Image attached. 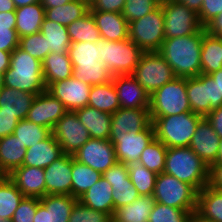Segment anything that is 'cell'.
Wrapping results in <instances>:
<instances>
[{
	"label": "cell",
	"instance_id": "6",
	"mask_svg": "<svg viewBox=\"0 0 222 222\" xmlns=\"http://www.w3.org/2000/svg\"><path fill=\"white\" fill-rule=\"evenodd\" d=\"M149 110L151 117H162L183 112H191L186 78L175 77L150 95Z\"/></svg>",
	"mask_w": 222,
	"mask_h": 222
},
{
	"label": "cell",
	"instance_id": "11",
	"mask_svg": "<svg viewBox=\"0 0 222 222\" xmlns=\"http://www.w3.org/2000/svg\"><path fill=\"white\" fill-rule=\"evenodd\" d=\"M186 91L191 111L203 117L222 105V99H218L217 84L210 75L186 78Z\"/></svg>",
	"mask_w": 222,
	"mask_h": 222
},
{
	"label": "cell",
	"instance_id": "58",
	"mask_svg": "<svg viewBox=\"0 0 222 222\" xmlns=\"http://www.w3.org/2000/svg\"><path fill=\"white\" fill-rule=\"evenodd\" d=\"M11 62V52L0 50V73H4L9 67Z\"/></svg>",
	"mask_w": 222,
	"mask_h": 222
},
{
	"label": "cell",
	"instance_id": "48",
	"mask_svg": "<svg viewBox=\"0 0 222 222\" xmlns=\"http://www.w3.org/2000/svg\"><path fill=\"white\" fill-rule=\"evenodd\" d=\"M160 3L159 0H126L122 16L130 23L155 10Z\"/></svg>",
	"mask_w": 222,
	"mask_h": 222
},
{
	"label": "cell",
	"instance_id": "30",
	"mask_svg": "<svg viewBox=\"0 0 222 222\" xmlns=\"http://www.w3.org/2000/svg\"><path fill=\"white\" fill-rule=\"evenodd\" d=\"M155 203L153 195L139 196L131 204L116 209L112 222H148Z\"/></svg>",
	"mask_w": 222,
	"mask_h": 222
},
{
	"label": "cell",
	"instance_id": "38",
	"mask_svg": "<svg viewBox=\"0 0 222 222\" xmlns=\"http://www.w3.org/2000/svg\"><path fill=\"white\" fill-rule=\"evenodd\" d=\"M72 197H81L99 179L102 173L74 159L72 155Z\"/></svg>",
	"mask_w": 222,
	"mask_h": 222
},
{
	"label": "cell",
	"instance_id": "65",
	"mask_svg": "<svg viewBox=\"0 0 222 222\" xmlns=\"http://www.w3.org/2000/svg\"><path fill=\"white\" fill-rule=\"evenodd\" d=\"M216 162H221L222 163V138L220 139L217 161Z\"/></svg>",
	"mask_w": 222,
	"mask_h": 222
},
{
	"label": "cell",
	"instance_id": "20",
	"mask_svg": "<svg viewBox=\"0 0 222 222\" xmlns=\"http://www.w3.org/2000/svg\"><path fill=\"white\" fill-rule=\"evenodd\" d=\"M112 81L121 108H149V93L132 75H116Z\"/></svg>",
	"mask_w": 222,
	"mask_h": 222
},
{
	"label": "cell",
	"instance_id": "54",
	"mask_svg": "<svg viewBox=\"0 0 222 222\" xmlns=\"http://www.w3.org/2000/svg\"><path fill=\"white\" fill-rule=\"evenodd\" d=\"M19 120L13 115L0 110V138L13 134Z\"/></svg>",
	"mask_w": 222,
	"mask_h": 222
},
{
	"label": "cell",
	"instance_id": "25",
	"mask_svg": "<svg viewBox=\"0 0 222 222\" xmlns=\"http://www.w3.org/2000/svg\"><path fill=\"white\" fill-rule=\"evenodd\" d=\"M63 155L60 144L51 134L48 138L26 149L22 166L48 167Z\"/></svg>",
	"mask_w": 222,
	"mask_h": 222
},
{
	"label": "cell",
	"instance_id": "34",
	"mask_svg": "<svg viewBox=\"0 0 222 222\" xmlns=\"http://www.w3.org/2000/svg\"><path fill=\"white\" fill-rule=\"evenodd\" d=\"M196 213L209 221L222 222V194L205 186L198 192Z\"/></svg>",
	"mask_w": 222,
	"mask_h": 222
},
{
	"label": "cell",
	"instance_id": "45",
	"mask_svg": "<svg viewBox=\"0 0 222 222\" xmlns=\"http://www.w3.org/2000/svg\"><path fill=\"white\" fill-rule=\"evenodd\" d=\"M18 46L15 11L0 13V50L12 52Z\"/></svg>",
	"mask_w": 222,
	"mask_h": 222
},
{
	"label": "cell",
	"instance_id": "61",
	"mask_svg": "<svg viewBox=\"0 0 222 222\" xmlns=\"http://www.w3.org/2000/svg\"><path fill=\"white\" fill-rule=\"evenodd\" d=\"M73 0H40L41 5L45 9L54 8L58 6H63L68 2H71Z\"/></svg>",
	"mask_w": 222,
	"mask_h": 222
},
{
	"label": "cell",
	"instance_id": "19",
	"mask_svg": "<svg viewBox=\"0 0 222 222\" xmlns=\"http://www.w3.org/2000/svg\"><path fill=\"white\" fill-rule=\"evenodd\" d=\"M78 199L71 195H45L40 204L34 222H69V217Z\"/></svg>",
	"mask_w": 222,
	"mask_h": 222
},
{
	"label": "cell",
	"instance_id": "40",
	"mask_svg": "<svg viewBox=\"0 0 222 222\" xmlns=\"http://www.w3.org/2000/svg\"><path fill=\"white\" fill-rule=\"evenodd\" d=\"M67 30L71 43L96 42L100 38L99 29L90 11L82 18L68 25Z\"/></svg>",
	"mask_w": 222,
	"mask_h": 222
},
{
	"label": "cell",
	"instance_id": "44",
	"mask_svg": "<svg viewBox=\"0 0 222 222\" xmlns=\"http://www.w3.org/2000/svg\"><path fill=\"white\" fill-rule=\"evenodd\" d=\"M132 185L140 196L153 195L157 174L139 163L127 166Z\"/></svg>",
	"mask_w": 222,
	"mask_h": 222
},
{
	"label": "cell",
	"instance_id": "9",
	"mask_svg": "<svg viewBox=\"0 0 222 222\" xmlns=\"http://www.w3.org/2000/svg\"><path fill=\"white\" fill-rule=\"evenodd\" d=\"M132 76L149 95L176 77L159 52H144Z\"/></svg>",
	"mask_w": 222,
	"mask_h": 222
},
{
	"label": "cell",
	"instance_id": "24",
	"mask_svg": "<svg viewBox=\"0 0 222 222\" xmlns=\"http://www.w3.org/2000/svg\"><path fill=\"white\" fill-rule=\"evenodd\" d=\"M99 29L100 37L107 41L129 39V23L122 13L90 11Z\"/></svg>",
	"mask_w": 222,
	"mask_h": 222
},
{
	"label": "cell",
	"instance_id": "50",
	"mask_svg": "<svg viewBox=\"0 0 222 222\" xmlns=\"http://www.w3.org/2000/svg\"><path fill=\"white\" fill-rule=\"evenodd\" d=\"M69 222H112V217L108 213L88 208L77 200L70 214Z\"/></svg>",
	"mask_w": 222,
	"mask_h": 222
},
{
	"label": "cell",
	"instance_id": "1",
	"mask_svg": "<svg viewBox=\"0 0 222 222\" xmlns=\"http://www.w3.org/2000/svg\"><path fill=\"white\" fill-rule=\"evenodd\" d=\"M202 29L192 35L165 38L159 54L176 77L191 78L201 74Z\"/></svg>",
	"mask_w": 222,
	"mask_h": 222
},
{
	"label": "cell",
	"instance_id": "46",
	"mask_svg": "<svg viewBox=\"0 0 222 222\" xmlns=\"http://www.w3.org/2000/svg\"><path fill=\"white\" fill-rule=\"evenodd\" d=\"M73 76L89 85L104 84L113 79L105 65H73Z\"/></svg>",
	"mask_w": 222,
	"mask_h": 222
},
{
	"label": "cell",
	"instance_id": "22",
	"mask_svg": "<svg viewBox=\"0 0 222 222\" xmlns=\"http://www.w3.org/2000/svg\"><path fill=\"white\" fill-rule=\"evenodd\" d=\"M152 124L149 108H119L111 116L110 135L141 132Z\"/></svg>",
	"mask_w": 222,
	"mask_h": 222
},
{
	"label": "cell",
	"instance_id": "36",
	"mask_svg": "<svg viewBox=\"0 0 222 222\" xmlns=\"http://www.w3.org/2000/svg\"><path fill=\"white\" fill-rule=\"evenodd\" d=\"M89 3L84 0H73L63 6L45 9V18L68 26L89 12Z\"/></svg>",
	"mask_w": 222,
	"mask_h": 222
},
{
	"label": "cell",
	"instance_id": "69",
	"mask_svg": "<svg viewBox=\"0 0 222 222\" xmlns=\"http://www.w3.org/2000/svg\"><path fill=\"white\" fill-rule=\"evenodd\" d=\"M84 1H87L88 3H91L93 0H84Z\"/></svg>",
	"mask_w": 222,
	"mask_h": 222
},
{
	"label": "cell",
	"instance_id": "37",
	"mask_svg": "<svg viewBox=\"0 0 222 222\" xmlns=\"http://www.w3.org/2000/svg\"><path fill=\"white\" fill-rule=\"evenodd\" d=\"M40 32L46 38L50 52L68 53L71 40L66 26L44 18Z\"/></svg>",
	"mask_w": 222,
	"mask_h": 222
},
{
	"label": "cell",
	"instance_id": "63",
	"mask_svg": "<svg viewBox=\"0 0 222 222\" xmlns=\"http://www.w3.org/2000/svg\"><path fill=\"white\" fill-rule=\"evenodd\" d=\"M16 8L27 6L34 3H39L40 0H13Z\"/></svg>",
	"mask_w": 222,
	"mask_h": 222
},
{
	"label": "cell",
	"instance_id": "5",
	"mask_svg": "<svg viewBox=\"0 0 222 222\" xmlns=\"http://www.w3.org/2000/svg\"><path fill=\"white\" fill-rule=\"evenodd\" d=\"M95 43L99 47L100 61L113 76L132 75L144 53L130 39L107 41L100 37Z\"/></svg>",
	"mask_w": 222,
	"mask_h": 222
},
{
	"label": "cell",
	"instance_id": "67",
	"mask_svg": "<svg viewBox=\"0 0 222 222\" xmlns=\"http://www.w3.org/2000/svg\"><path fill=\"white\" fill-rule=\"evenodd\" d=\"M5 86L4 73H0V90Z\"/></svg>",
	"mask_w": 222,
	"mask_h": 222
},
{
	"label": "cell",
	"instance_id": "64",
	"mask_svg": "<svg viewBox=\"0 0 222 222\" xmlns=\"http://www.w3.org/2000/svg\"><path fill=\"white\" fill-rule=\"evenodd\" d=\"M189 222H214L200 217L196 212L192 213Z\"/></svg>",
	"mask_w": 222,
	"mask_h": 222
},
{
	"label": "cell",
	"instance_id": "12",
	"mask_svg": "<svg viewBox=\"0 0 222 222\" xmlns=\"http://www.w3.org/2000/svg\"><path fill=\"white\" fill-rule=\"evenodd\" d=\"M52 134L60 144L63 154L73 155L91 137L75 111H67L55 124Z\"/></svg>",
	"mask_w": 222,
	"mask_h": 222
},
{
	"label": "cell",
	"instance_id": "13",
	"mask_svg": "<svg viewBox=\"0 0 222 222\" xmlns=\"http://www.w3.org/2000/svg\"><path fill=\"white\" fill-rule=\"evenodd\" d=\"M155 138L153 124L141 132L123 133V135H110L109 140L113 144L117 161L125 164L139 162L142 151Z\"/></svg>",
	"mask_w": 222,
	"mask_h": 222
},
{
	"label": "cell",
	"instance_id": "57",
	"mask_svg": "<svg viewBox=\"0 0 222 222\" xmlns=\"http://www.w3.org/2000/svg\"><path fill=\"white\" fill-rule=\"evenodd\" d=\"M205 30L208 34L219 36L222 35V15L215 17L206 26Z\"/></svg>",
	"mask_w": 222,
	"mask_h": 222
},
{
	"label": "cell",
	"instance_id": "18",
	"mask_svg": "<svg viewBox=\"0 0 222 222\" xmlns=\"http://www.w3.org/2000/svg\"><path fill=\"white\" fill-rule=\"evenodd\" d=\"M44 170L46 195L72 196V155L63 154Z\"/></svg>",
	"mask_w": 222,
	"mask_h": 222
},
{
	"label": "cell",
	"instance_id": "60",
	"mask_svg": "<svg viewBox=\"0 0 222 222\" xmlns=\"http://www.w3.org/2000/svg\"><path fill=\"white\" fill-rule=\"evenodd\" d=\"M178 2L186 5L189 9L195 11L197 14L201 10L203 0H177Z\"/></svg>",
	"mask_w": 222,
	"mask_h": 222
},
{
	"label": "cell",
	"instance_id": "56",
	"mask_svg": "<svg viewBox=\"0 0 222 222\" xmlns=\"http://www.w3.org/2000/svg\"><path fill=\"white\" fill-rule=\"evenodd\" d=\"M206 119L210 122L217 135L222 138V105L213 109L206 116Z\"/></svg>",
	"mask_w": 222,
	"mask_h": 222
},
{
	"label": "cell",
	"instance_id": "39",
	"mask_svg": "<svg viewBox=\"0 0 222 222\" xmlns=\"http://www.w3.org/2000/svg\"><path fill=\"white\" fill-rule=\"evenodd\" d=\"M24 197L8 176L0 182V218L12 220Z\"/></svg>",
	"mask_w": 222,
	"mask_h": 222
},
{
	"label": "cell",
	"instance_id": "10",
	"mask_svg": "<svg viewBox=\"0 0 222 222\" xmlns=\"http://www.w3.org/2000/svg\"><path fill=\"white\" fill-rule=\"evenodd\" d=\"M164 15L165 38L192 35L200 31L198 14L177 0L161 2Z\"/></svg>",
	"mask_w": 222,
	"mask_h": 222
},
{
	"label": "cell",
	"instance_id": "62",
	"mask_svg": "<svg viewBox=\"0 0 222 222\" xmlns=\"http://www.w3.org/2000/svg\"><path fill=\"white\" fill-rule=\"evenodd\" d=\"M16 7L13 0H0V13L15 11Z\"/></svg>",
	"mask_w": 222,
	"mask_h": 222
},
{
	"label": "cell",
	"instance_id": "17",
	"mask_svg": "<svg viewBox=\"0 0 222 222\" xmlns=\"http://www.w3.org/2000/svg\"><path fill=\"white\" fill-rule=\"evenodd\" d=\"M66 112L63 103L45 90L35 96L26 119L53 130L56 122Z\"/></svg>",
	"mask_w": 222,
	"mask_h": 222
},
{
	"label": "cell",
	"instance_id": "66",
	"mask_svg": "<svg viewBox=\"0 0 222 222\" xmlns=\"http://www.w3.org/2000/svg\"><path fill=\"white\" fill-rule=\"evenodd\" d=\"M8 175L4 172V170L0 166V182H2Z\"/></svg>",
	"mask_w": 222,
	"mask_h": 222
},
{
	"label": "cell",
	"instance_id": "4",
	"mask_svg": "<svg viewBox=\"0 0 222 222\" xmlns=\"http://www.w3.org/2000/svg\"><path fill=\"white\" fill-rule=\"evenodd\" d=\"M203 116L191 112H183L162 117H151L155 138L167 148L186 147L196 131Z\"/></svg>",
	"mask_w": 222,
	"mask_h": 222
},
{
	"label": "cell",
	"instance_id": "23",
	"mask_svg": "<svg viewBox=\"0 0 222 222\" xmlns=\"http://www.w3.org/2000/svg\"><path fill=\"white\" fill-rule=\"evenodd\" d=\"M8 177L25 197L41 198L46 195L45 170L39 167L21 166Z\"/></svg>",
	"mask_w": 222,
	"mask_h": 222
},
{
	"label": "cell",
	"instance_id": "28",
	"mask_svg": "<svg viewBox=\"0 0 222 222\" xmlns=\"http://www.w3.org/2000/svg\"><path fill=\"white\" fill-rule=\"evenodd\" d=\"M113 189L103 177L89 188L78 200L96 211H102L113 216Z\"/></svg>",
	"mask_w": 222,
	"mask_h": 222
},
{
	"label": "cell",
	"instance_id": "51",
	"mask_svg": "<svg viewBox=\"0 0 222 222\" xmlns=\"http://www.w3.org/2000/svg\"><path fill=\"white\" fill-rule=\"evenodd\" d=\"M39 204V198L24 197L14 212L12 222H34Z\"/></svg>",
	"mask_w": 222,
	"mask_h": 222
},
{
	"label": "cell",
	"instance_id": "55",
	"mask_svg": "<svg viewBox=\"0 0 222 222\" xmlns=\"http://www.w3.org/2000/svg\"><path fill=\"white\" fill-rule=\"evenodd\" d=\"M207 186L216 190H219L222 187V163L221 162H216L209 166Z\"/></svg>",
	"mask_w": 222,
	"mask_h": 222
},
{
	"label": "cell",
	"instance_id": "27",
	"mask_svg": "<svg viewBox=\"0 0 222 222\" xmlns=\"http://www.w3.org/2000/svg\"><path fill=\"white\" fill-rule=\"evenodd\" d=\"M80 122L89 131L90 137L101 140H108L111 131V116L107 112L96 108L85 106L75 110Z\"/></svg>",
	"mask_w": 222,
	"mask_h": 222
},
{
	"label": "cell",
	"instance_id": "3",
	"mask_svg": "<svg viewBox=\"0 0 222 222\" xmlns=\"http://www.w3.org/2000/svg\"><path fill=\"white\" fill-rule=\"evenodd\" d=\"M164 172L190 184L197 192L208 184L209 166L189 146L167 148Z\"/></svg>",
	"mask_w": 222,
	"mask_h": 222
},
{
	"label": "cell",
	"instance_id": "41",
	"mask_svg": "<svg viewBox=\"0 0 222 222\" xmlns=\"http://www.w3.org/2000/svg\"><path fill=\"white\" fill-rule=\"evenodd\" d=\"M13 134L18 137L23 148L27 149L48 138L52 134V130L24 119L19 120Z\"/></svg>",
	"mask_w": 222,
	"mask_h": 222
},
{
	"label": "cell",
	"instance_id": "32",
	"mask_svg": "<svg viewBox=\"0 0 222 222\" xmlns=\"http://www.w3.org/2000/svg\"><path fill=\"white\" fill-rule=\"evenodd\" d=\"M201 74L209 75L222 68V40L202 28Z\"/></svg>",
	"mask_w": 222,
	"mask_h": 222
},
{
	"label": "cell",
	"instance_id": "47",
	"mask_svg": "<svg viewBox=\"0 0 222 222\" xmlns=\"http://www.w3.org/2000/svg\"><path fill=\"white\" fill-rule=\"evenodd\" d=\"M196 211H186L161 203H155L148 222H189L190 216Z\"/></svg>",
	"mask_w": 222,
	"mask_h": 222
},
{
	"label": "cell",
	"instance_id": "68",
	"mask_svg": "<svg viewBox=\"0 0 222 222\" xmlns=\"http://www.w3.org/2000/svg\"><path fill=\"white\" fill-rule=\"evenodd\" d=\"M0 222H12V220L0 218Z\"/></svg>",
	"mask_w": 222,
	"mask_h": 222
},
{
	"label": "cell",
	"instance_id": "14",
	"mask_svg": "<svg viewBox=\"0 0 222 222\" xmlns=\"http://www.w3.org/2000/svg\"><path fill=\"white\" fill-rule=\"evenodd\" d=\"M73 157L75 160L101 173L107 171L118 162L114 146L109 139L90 138L73 154Z\"/></svg>",
	"mask_w": 222,
	"mask_h": 222
},
{
	"label": "cell",
	"instance_id": "21",
	"mask_svg": "<svg viewBox=\"0 0 222 222\" xmlns=\"http://www.w3.org/2000/svg\"><path fill=\"white\" fill-rule=\"evenodd\" d=\"M220 139L210 122L203 117L196 127L189 147L210 166L217 161Z\"/></svg>",
	"mask_w": 222,
	"mask_h": 222
},
{
	"label": "cell",
	"instance_id": "53",
	"mask_svg": "<svg viewBox=\"0 0 222 222\" xmlns=\"http://www.w3.org/2000/svg\"><path fill=\"white\" fill-rule=\"evenodd\" d=\"M126 0H93L89 11L122 13Z\"/></svg>",
	"mask_w": 222,
	"mask_h": 222
},
{
	"label": "cell",
	"instance_id": "31",
	"mask_svg": "<svg viewBox=\"0 0 222 222\" xmlns=\"http://www.w3.org/2000/svg\"><path fill=\"white\" fill-rule=\"evenodd\" d=\"M42 72L46 87L59 80L73 76V65L68 53L50 52L42 61Z\"/></svg>",
	"mask_w": 222,
	"mask_h": 222
},
{
	"label": "cell",
	"instance_id": "16",
	"mask_svg": "<svg viewBox=\"0 0 222 222\" xmlns=\"http://www.w3.org/2000/svg\"><path fill=\"white\" fill-rule=\"evenodd\" d=\"M102 177L108 181L113 189V214L116 209L131 204L140 196L137 189L132 185L128 167L125 164L117 162L103 172Z\"/></svg>",
	"mask_w": 222,
	"mask_h": 222
},
{
	"label": "cell",
	"instance_id": "42",
	"mask_svg": "<svg viewBox=\"0 0 222 222\" xmlns=\"http://www.w3.org/2000/svg\"><path fill=\"white\" fill-rule=\"evenodd\" d=\"M166 153L167 147L157 138H154L142 151L138 163L150 171L160 174L164 172Z\"/></svg>",
	"mask_w": 222,
	"mask_h": 222
},
{
	"label": "cell",
	"instance_id": "2",
	"mask_svg": "<svg viewBox=\"0 0 222 222\" xmlns=\"http://www.w3.org/2000/svg\"><path fill=\"white\" fill-rule=\"evenodd\" d=\"M4 83L35 95L47 90L42 72V62L17 47L11 52L10 67L4 72Z\"/></svg>",
	"mask_w": 222,
	"mask_h": 222
},
{
	"label": "cell",
	"instance_id": "59",
	"mask_svg": "<svg viewBox=\"0 0 222 222\" xmlns=\"http://www.w3.org/2000/svg\"><path fill=\"white\" fill-rule=\"evenodd\" d=\"M217 84L218 99H222V68L209 74Z\"/></svg>",
	"mask_w": 222,
	"mask_h": 222
},
{
	"label": "cell",
	"instance_id": "8",
	"mask_svg": "<svg viewBox=\"0 0 222 222\" xmlns=\"http://www.w3.org/2000/svg\"><path fill=\"white\" fill-rule=\"evenodd\" d=\"M129 39L143 52H158L165 40L164 15L160 5L144 17L129 23Z\"/></svg>",
	"mask_w": 222,
	"mask_h": 222
},
{
	"label": "cell",
	"instance_id": "43",
	"mask_svg": "<svg viewBox=\"0 0 222 222\" xmlns=\"http://www.w3.org/2000/svg\"><path fill=\"white\" fill-rule=\"evenodd\" d=\"M68 54L72 65H104L100 61L99 47L95 42L71 43Z\"/></svg>",
	"mask_w": 222,
	"mask_h": 222
},
{
	"label": "cell",
	"instance_id": "52",
	"mask_svg": "<svg viewBox=\"0 0 222 222\" xmlns=\"http://www.w3.org/2000/svg\"><path fill=\"white\" fill-rule=\"evenodd\" d=\"M219 15H222V0H203L198 13L200 24L203 27Z\"/></svg>",
	"mask_w": 222,
	"mask_h": 222
},
{
	"label": "cell",
	"instance_id": "29",
	"mask_svg": "<svg viewBox=\"0 0 222 222\" xmlns=\"http://www.w3.org/2000/svg\"><path fill=\"white\" fill-rule=\"evenodd\" d=\"M15 13L19 38L40 32L45 18V8L40 2L16 8Z\"/></svg>",
	"mask_w": 222,
	"mask_h": 222
},
{
	"label": "cell",
	"instance_id": "7",
	"mask_svg": "<svg viewBox=\"0 0 222 222\" xmlns=\"http://www.w3.org/2000/svg\"><path fill=\"white\" fill-rule=\"evenodd\" d=\"M153 196L157 203L186 211H196L198 192L165 172L157 174Z\"/></svg>",
	"mask_w": 222,
	"mask_h": 222
},
{
	"label": "cell",
	"instance_id": "35",
	"mask_svg": "<svg viewBox=\"0 0 222 222\" xmlns=\"http://www.w3.org/2000/svg\"><path fill=\"white\" fill-rule=\"evenodd\" d=\"M87 106L109 114H113L121 108L113 81L92 85Z\"/></svg>",
	"mask_w": 222,
	"mask_h": 222
},
{
	"label": "cell",
	"instance_id": "15",
	"mask_svg": "<svg viewBox=\"0 0 222 222\" xmlns=\"http://www.w3.org/2000/svg\"><path fill=\"white\" fill-rule=\"evenodd\" d=\"M91 87L92 85L83 83L72 76L51 83L47 91L59 99L67 111H75L88 105Z\"/></svg>",
	"mask_w": 222,
	"mask_h": 222
},
{
	"label": "cell",
	"instance_id": "26",
	"mask_svg": "<svg viewBox=\"0 0 222 222\" xmlns=\"http://www.w3.org/2000/svg\"><path fill=\"white\" fill-rule=\"evenodd\" d=\"M35 96L34 93L4 86L0 90V110L2 113L13 114L18 120H24Z\"/></svg>",
	"mask_w": 222,
	"mask_h": 222
},
{
	"label": "cell",
	"instance_id": "33",
	"mask_svg": "<svg viewBox=\"0 0 222 222\" xmlns=\"http://www.w3.org/2000/svg\"><path fill=\"white\" fill-rule=\"evenodd\" d=\"M26 148L14 134L0 138V166L9 175L23 164Z\"/></svg>",
	"mask_w": 222,
	"mask_h": 222
},
{
	"label": "cell",
	"instance_id": "49",
	"mask_svg": "<svg viewBox=\"0 0 222 222\" xmlns=\"http://www.w3.org/2000/svg\"><path fill=\"white\" fill-rule=\"evenodd\" d=\"M18 47L41 62L50 53V49H47L46 38L41 32L19 38Z\"/></svg>",
	"mask_w": 222,
	"mask_h": 222
}]
</instances>
